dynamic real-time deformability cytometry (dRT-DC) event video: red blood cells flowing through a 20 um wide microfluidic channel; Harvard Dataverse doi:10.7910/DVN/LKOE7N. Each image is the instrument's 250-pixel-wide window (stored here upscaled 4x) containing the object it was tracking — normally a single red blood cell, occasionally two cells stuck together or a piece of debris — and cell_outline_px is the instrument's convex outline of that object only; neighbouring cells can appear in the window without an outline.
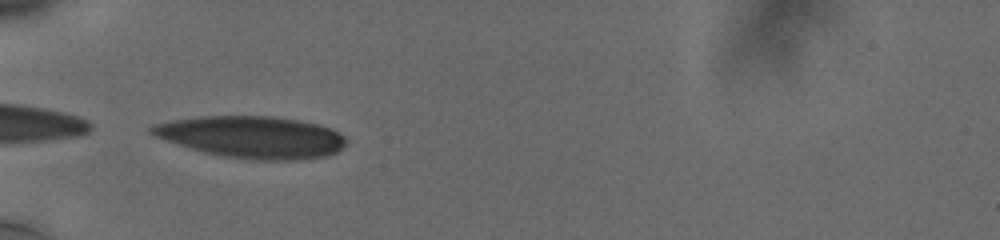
{"species": "human", "species_latin": "Homo sapiens", "temperature_condition": "cold", "stored_images_in_passage": 45, "camera_frame_rate_fps": 3000, "um_per_image_px": 0.085, "donor": {"sex": "male"}, "frame": {"image": 1, "passage_image": 1, "time_ms": 0.0, "image_size_px": [1000, 240], "cell_outline_px": [[344, 144], [336, 152], [328, 156], [296, 160], [256, 160], [224, 156], [204, 152], [156, 136], [148, 132], [148, 128], [156, 124], [176, 120], [204, 116], [272, 116], [300, 120], [316, 124], [328, 128], [344, 136]], "centroid_in_image_um": [21.44, 11.65], "position_along_channel_um": 63.6, "area_um2": 46.76}}
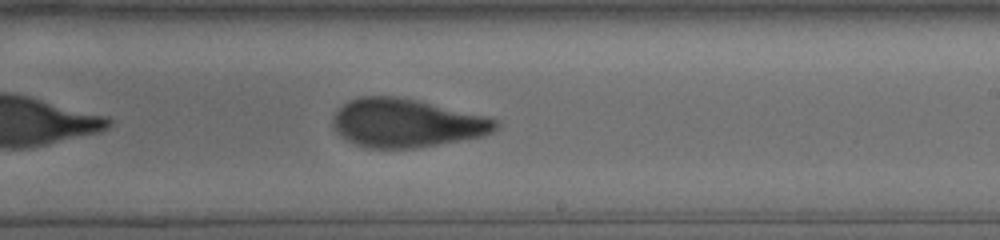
{"frame": {"image": 2, "passage_image": 16, "time_ms": 5.333, "image_size_px": [1000, 240], "cell_outline_px": [[500, 124], [492, 132], [484, 136], [416, 148], [364, 148], [340, 136], [332, 128], [332, 120], [336, 112], [348, 100], [356, 96], [396, 96], [416, 100], [484, 116], [500, 120]], "centroid_in_image_um": [34.52, 10.46], "position_along_channel_um": 254.5, "area_um2": 45.95}}
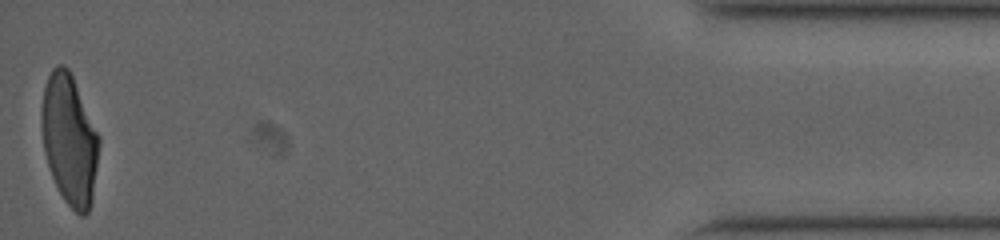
{"frame": {"image": 3, "passage_image": 44, "time_ms": 12.0, "image_size_px": [1000, 240], "cell_outline_px": [[100, 144], [92, 200], [88, 212], [84, 216], [80, 216], [64, 200], [52, 176], [48, 164], [44, 148], [40, 124], [40, 116], [44, 88], [48, 76], [52, 68], [56, 64], [64, 64], [68, 68], [72, 76], [100, 136]], "centroid_in_image_um": [5.9, 11.85], "position_along_channel_um": 429.3, "area_um2": 43.58}, "authors_computed_cell_mechanics": {"area_um2": 45.5464, "velocity_mm_per_s": 3.7543, "shape_relaxation_time_tau1_ms": 5.3589, "shape_relaxation_time_tau2_ms": 1.7049, "deformation_change_tau1": 0.2041, "deformation_change_tau2": 0.0883}}